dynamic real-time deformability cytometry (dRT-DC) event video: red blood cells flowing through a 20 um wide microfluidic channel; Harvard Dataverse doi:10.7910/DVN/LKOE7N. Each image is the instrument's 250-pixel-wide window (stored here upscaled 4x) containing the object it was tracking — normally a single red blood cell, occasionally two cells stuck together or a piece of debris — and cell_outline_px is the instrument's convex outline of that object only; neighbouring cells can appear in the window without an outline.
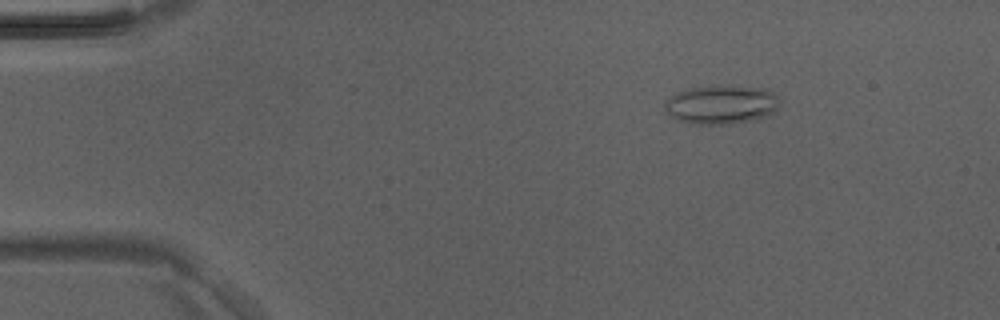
{"species": "Egyptian fruit bat (a non-hibernating species)", "species_latin": "Rousettus aegyptiacus", "temperature_condition": "room temperature", "stored_images_in_passage": 4, "camera_frame_rate_fps": 3000, "um_per_image_px": 0.085, "animal": {"sex": "male"}, "frame": {"image": 1, "passage_image": 2, "time_ms": 0.333, "image_size_px": [1000, 320], "cell_outline_px": [[780, 104], [772, 116], [756, 120], [732, 124], [688, 124], [676, 120], [668, 116], [664, 112], [664, 100], [676, 92], [688, 88], [728, 84], [768, 88], [776, 92], [780, 100]], "centroid_in_image_um": [61.34, 8.88], "position_along_channel_um": 23.7, "area_um2": 27.46}}